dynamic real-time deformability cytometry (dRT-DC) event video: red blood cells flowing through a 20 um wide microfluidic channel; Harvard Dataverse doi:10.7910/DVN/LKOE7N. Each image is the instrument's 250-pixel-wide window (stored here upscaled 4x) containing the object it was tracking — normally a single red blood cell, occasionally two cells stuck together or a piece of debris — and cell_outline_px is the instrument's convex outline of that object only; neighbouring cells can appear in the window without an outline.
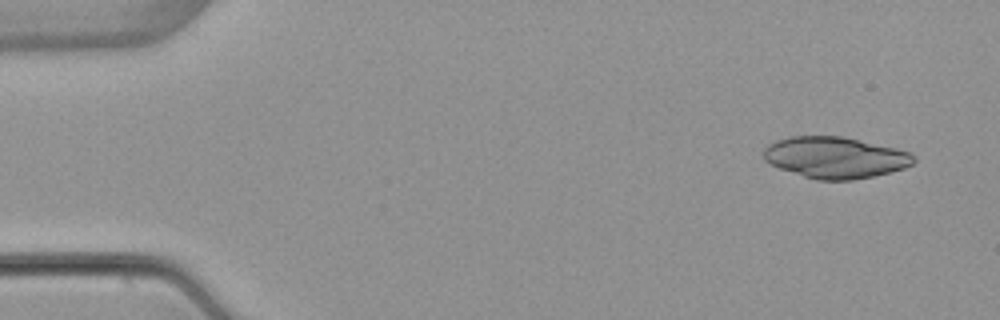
{"species": "common noctule bat (a hibernating species)", "species_latin": "Nyctalus noctula", "temperature_condition": "warm", "stored_images_in_passage": 4, "camera_frame_rate_fps": 3000, "um_per_image_px": 0.085, "animal": {"sex": "female", "body_mass_g": 22.7, "forearm_length_mm": 54.2}, "frame": {"image": 1, "passage_image": 1, "time_ms": 0.0, "image_size_px": [1000, 320], "cell_outline_px": [[916, 160], [912, 164], [904, 168], [872, 176], [852, 180], [816, 180], [780, 168], [764, 160], [764, 148], [768, 144], [776, 140], [788, 136], [844, 136], [896, 148], [912, 152], [916, 156]], "centroid_in_image_um": [71.01, 13.37], "position_along_channel_um": 14.0, "area_um2": 36.24}}